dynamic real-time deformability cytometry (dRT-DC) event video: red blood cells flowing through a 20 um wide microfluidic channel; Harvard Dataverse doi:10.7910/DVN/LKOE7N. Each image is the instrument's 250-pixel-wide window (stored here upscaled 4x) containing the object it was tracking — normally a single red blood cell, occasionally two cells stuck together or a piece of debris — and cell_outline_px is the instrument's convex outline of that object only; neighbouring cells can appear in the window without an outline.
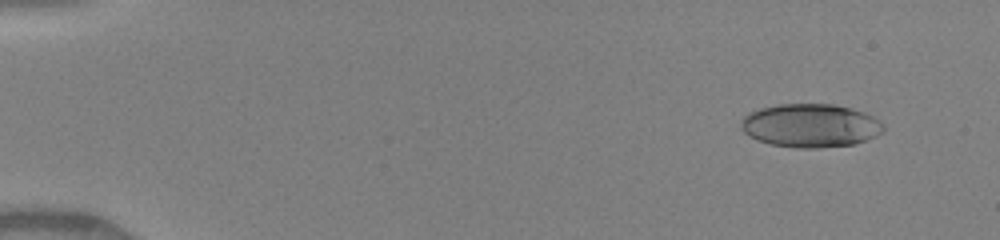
{"species": "human", "species_latin": "Homo sapiens", "temperature_condition": "warm", "stored_images_in_passage": 49, "camera_frame_rate_fps": 3000, "um_per_image_px": 0.085, "donor": {"sex": "female"}, "frame": {"image": 1, "passage_image": 4, "time_ms": 1.0, "image_size_px": [1000, 240], "cell_outline_px": [[884, 132], [856, 144], [816, 148], [796, 148], [772, 144], [756, 140], [748, 136], [740, 128], [740, 120], [748, 112], [760, 108], [780, 104], [832, 104], [852, 108], [864, 112], [872, 116], [884, 128]], "centroid_in_image_um": [68.84, 10.67], "position_along_channel_um": 16.2, "area_um2": 36.18}}
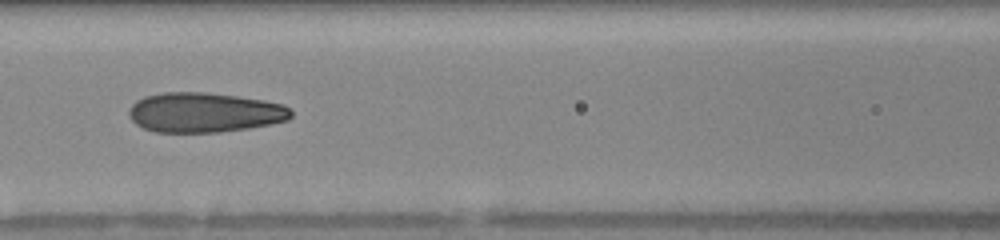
{"frame": {"image": 2, "passage_image": 23, "time_ms": 7.333, "image_size_px": [1000, 240], "cell_outline_px": [[292, 116], [288, 120], [272, 124], [248, 128], [220, 132], [156, 132], [144, 128], [136, 124], [128, 116], [128, 112], [132, 104], [136, 100], [144, 96], [164, 92], [204, 92], [236, 96], [264, 100], [284, 104], [292, 108]], "centroid_in_image_um": [17.39, 9.56], "position_along_channel_um": 149.2, "area_um2": 37.86}}
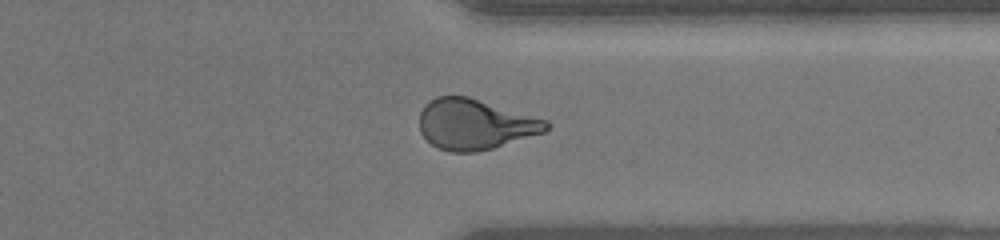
{"frame": {"image": 3, "passage_image": 39, "time_ms": 12.667, "image_size_px": [1000, 240], "cell_outline_px": [[552, 124], [544, 132], [492, 148], [476, 152], [452, 152], [440, 148], [432, 144], [420, 132], [420, 112], [424, 104], [436, 96], [468, 96], [548, 120]], "centroid_in_image_um": [40.37, 10.55], "position_along_channel_um": 371.0, "area_um2": 37.17}, "authors_computed_cell_mechanics": {"area_um2": 36.8764, "velocity_mm_per_s": 4.1645, "shape_relaxation_time_tau1_ms": 7.3374, "shape_relaxation_time_tau2_ms": 1.2473, "deformation_change_tau1": 0.2416, "deformation_change_tau2": 0.0907}}